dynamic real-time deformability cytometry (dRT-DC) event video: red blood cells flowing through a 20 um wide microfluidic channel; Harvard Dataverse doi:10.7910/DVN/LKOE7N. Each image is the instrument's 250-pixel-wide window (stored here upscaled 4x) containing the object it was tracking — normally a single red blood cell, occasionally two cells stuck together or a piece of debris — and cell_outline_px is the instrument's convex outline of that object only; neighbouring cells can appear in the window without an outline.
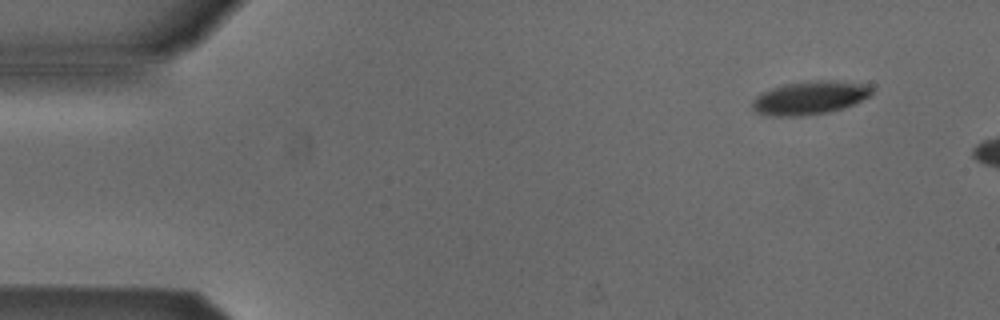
{"species": "Egyptian fruit bat (a non-hibernating species)", "species_latin": "Rousettus aegyptiacus", "temperature_condition": "cold", "stored_images_in_passage": 6, "segment_of_instrument_passage": [2, 2], "camera_frame_rate_fps": 3000, "um_per_image_px": 0.085, "animal": {"sex": "male"}, "frame": {"image": 1, "passage_image": 6, "time_ms": 1.667, "image_size_px": [1000, 320], "cell_outline_px": [[872, 92], [868, 96], [844, 108], [828, 112], [804, 116], [776, 116], [756, 112], [752, 108], [752, 100], [760, 92], [784, 84], [816, 80], [832, 80], [868, 84], [872, 88]], "centroid_in_image_um": [68.81, 8.31], "position_along_channel_um": 16.2, "area_um2": 23.18}}